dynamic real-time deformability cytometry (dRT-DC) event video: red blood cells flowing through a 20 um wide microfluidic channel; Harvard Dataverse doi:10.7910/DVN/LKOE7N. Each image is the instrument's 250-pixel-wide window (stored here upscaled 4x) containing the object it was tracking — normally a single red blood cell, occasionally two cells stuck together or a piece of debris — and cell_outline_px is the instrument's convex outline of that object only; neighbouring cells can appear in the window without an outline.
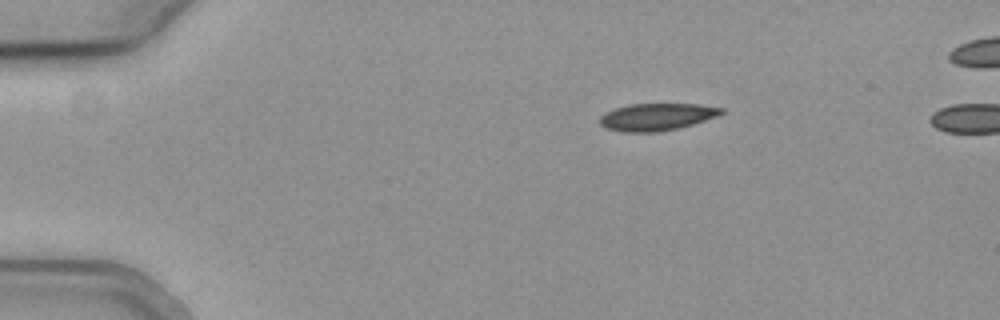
{"species": "common noctule bat (a hibernating species)", "species_latin": "Nyctalus noctula", "temperature_condition": "cold", "stored_images_in_passage": 38, "camera_frame_rate_fps": 3000, "um_per_image_px": 0.085, "animal": {"sex": "female", "body_mass_g": 19.3, "forearm_length_mm": 54.1}, "frame": {"image": 1, "passage_image": 1, "time_ms": 0.0, "image_size_px": [1000, 320], "cell_outline_px": [[724, 112], [716, 116], [692, 124], [676, 128], [656, 132], [624, 132], [604, 128], [600, 124], [600, 116], [604, 112], [628, 104], [700, 104], [724, 108]], "centroid_in_image_um": [55.78, 9.93], "position_along_channel_um": 29.2, "area_um2": 19.19}}
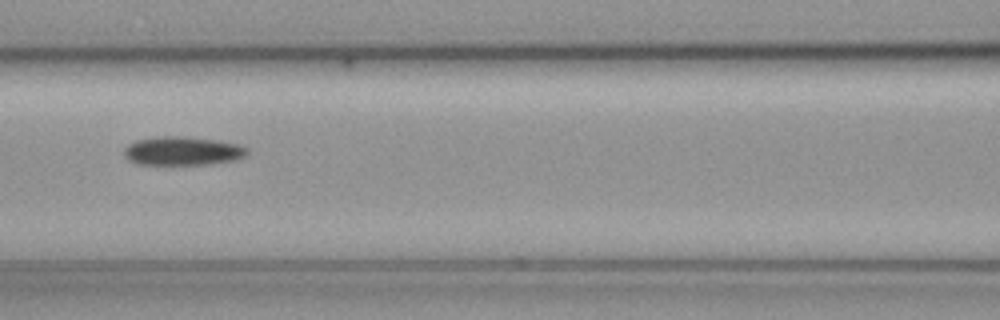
{"frame": {"image": 2, "passage_image": 16, "time_ms": 5.0, "image_size_px": [1000, 320], "cell_outline_px": [[248, 152], [244, 156], [236, 160], [208, 164], [136, 164], [128, 160], [124, 156], [124, 148], [128, 144], [136, 140], [156, 136], [184, 136], [220, 140], [240, 144], [248, 148]], "centroid_in_image_um": [15.52, 12.82], "position_along_channel_um": 151.1, "area_um2": 20.87}}
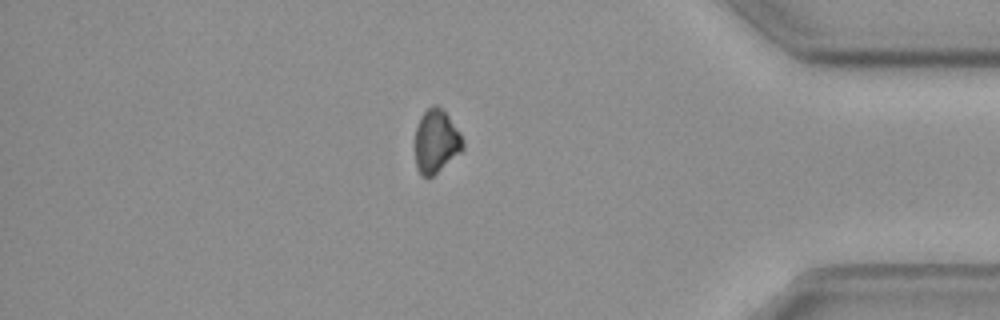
{"frame": {"image": 3, "passage_image": 38, "time_ms": 12.333, "image_size_px": [1000, 320], "cell_outline_px": [[464, 148], [460, 152], [432, 176], [420, 176], [416, 168], [416, 128], [420, 116], [432, 104], [436, 104], [448, 116], [460, 132], [464, 140]], "centroid_in_image_um": [37.07, 12.0], "position_along_channel_um": 398.1, "area_um2": 17.46}}